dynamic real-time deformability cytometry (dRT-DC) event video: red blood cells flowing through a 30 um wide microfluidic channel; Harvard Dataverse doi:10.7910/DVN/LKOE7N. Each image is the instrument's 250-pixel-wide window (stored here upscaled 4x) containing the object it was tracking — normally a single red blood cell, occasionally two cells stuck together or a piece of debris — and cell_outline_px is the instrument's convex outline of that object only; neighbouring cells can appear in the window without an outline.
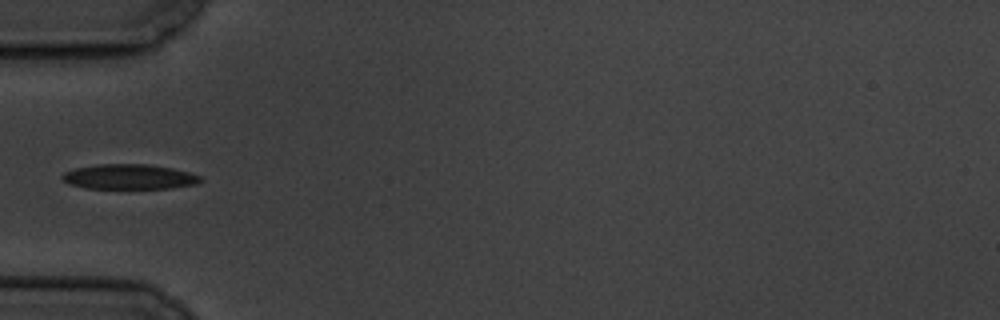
{"species": "common noctule bat (a hibernating species)", "species_latin": "Nyctalus noctula", "temperature_condition": "cold", "stored_images_in_passage": 6, "camera_frame_rate_fps": 3000, "um_per_image_px": 0.085, "animal": {"sex": "male", "body_mass_g": 19.5, "forearm_length_mm": 54.6}, "frame": {"image": 1, "passage_image": 6, "time_ms": 5.667, "image_size_px": [1000, 320], "cell_outline_px": [[204, 180], [196, 184], [172, 188], [84, 188], [68, 184], [60, 176], [64, 172], [76, 168], [100, 164], [148, 164], [172, 168], [192, 172], [200, 176]], "centroid_in_image_um": [11.01, 15.02], "position_along_channel_um": 74.0, "area_um2": 20.23}}